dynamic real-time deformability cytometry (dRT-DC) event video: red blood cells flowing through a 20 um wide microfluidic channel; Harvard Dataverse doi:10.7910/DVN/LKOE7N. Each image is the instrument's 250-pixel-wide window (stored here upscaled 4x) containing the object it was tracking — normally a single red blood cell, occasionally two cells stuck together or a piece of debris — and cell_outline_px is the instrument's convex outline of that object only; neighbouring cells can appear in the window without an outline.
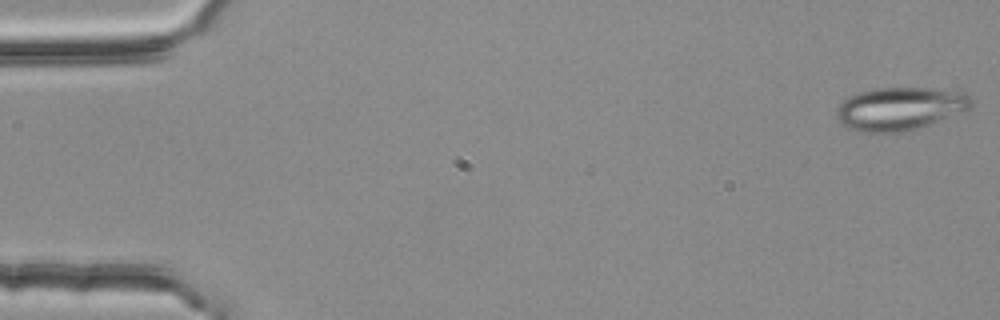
{"species": "common noctule bat (a hibernating species)", "species_latin": "Nyctalus noctula", "temperature_condition": "room temperature", "stored_images_in_passage": 4, "camera_frame_rate_fps": 3000, "um_per_image_px": 0.085, "animal": {"sex": "female", "body_mass_g": 25.1}, "frame": {"image": 1, "passage_image": 1, "time_ms": 0.0, "image_size_px": [1000, 320], "cell_outline_px": [[976, 100], [968, 108], [960, 112], [928, 124], [916, 128], [900, 132], [864, 132], [848, 128], [836, 116], [836, 108], [848, 96], [856, 92], [876, 88], [936, 88], [964, 92], [972, 96]], "centroid_in_image_um": [76.5, 9.2], "position_along_channel_um": 8.5, "area_um2": 33.64}}